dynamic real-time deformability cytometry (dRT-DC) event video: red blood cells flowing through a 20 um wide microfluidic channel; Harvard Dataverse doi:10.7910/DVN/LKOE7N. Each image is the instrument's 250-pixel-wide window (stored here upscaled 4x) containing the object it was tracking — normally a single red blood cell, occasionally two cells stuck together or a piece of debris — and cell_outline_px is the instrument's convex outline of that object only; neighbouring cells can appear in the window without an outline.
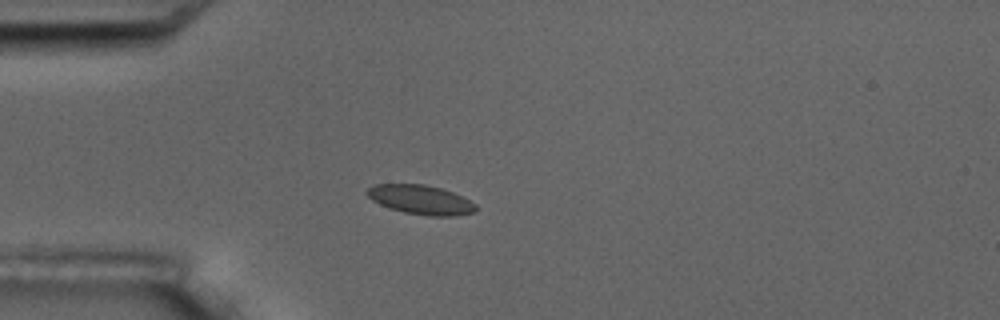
{"species": "common noctule bat (a hibernating species)", "species_latin": "Nyctalus noctula", "temperature_condition": "room temperature", "stored_images_in_passage": 1, "camera_frame_rate_fps": 3000, "um_per_image_px": 0.085, "animal": {"sex": "male", "body_mass_g": 17.5, "forearm_length_mm": 52.3}, "frame": {"image": 1, "passage_image": 1, "time_ms": 0.0, "image_size_px": [1000, 320], "cell_outline_px": [[476, 212], [452, 216], [428, 216], [404, 212], [380, 204], [372, 200], [364, 192], [368, 188], [376, 184], [424, 184], [440, 188], [452, 192], [476, 204]], "centroid_in_image_um": [35.75, 16.97], "position_along_channel_um": 49.3, "area_um2": 18.38}}